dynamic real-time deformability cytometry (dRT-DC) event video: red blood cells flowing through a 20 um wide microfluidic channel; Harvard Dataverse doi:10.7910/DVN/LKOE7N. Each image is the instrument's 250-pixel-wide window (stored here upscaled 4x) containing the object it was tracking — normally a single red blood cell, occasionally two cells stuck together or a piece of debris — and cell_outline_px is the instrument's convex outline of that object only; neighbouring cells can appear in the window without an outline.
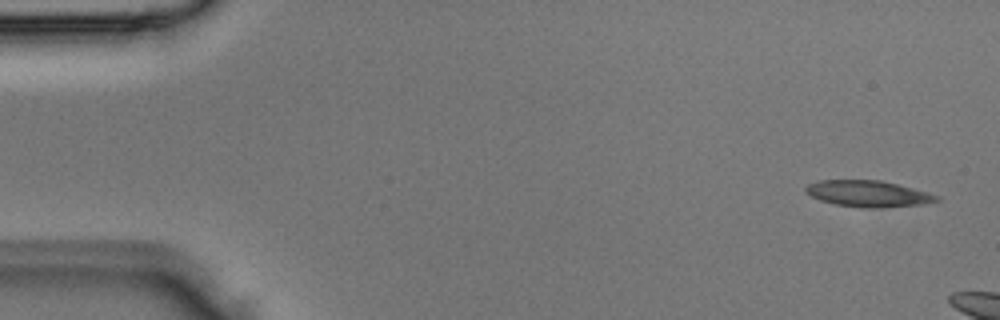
{"species": "Egyptian fruit bat (a non-hibernating species)", "species_latin": "Rousettus aegyptiacus", "temperature_condition": "room temperature", "stored_images_in_passage": 4, "camera_frame_rate_fps": 3000, "um_per_image_px": 0.085, "animal": {"sex": "male"}, "frame": {"image": 1, "passage_image": 1, "time_ms": 0.0, "image_size_px": [1000, 320], "cell_outline_px": [[940, 200], [928, 204], [864, 208], [836, 204], [820, 200], [804, 192], [804, 188], [808, 184], [820, 180], [880, 180], [928, 192], [940, 196]], "centroid_in_image_um": [73.8, 16.46], "position_along_channel_um": 11.2, "area_um2": 19.94}}
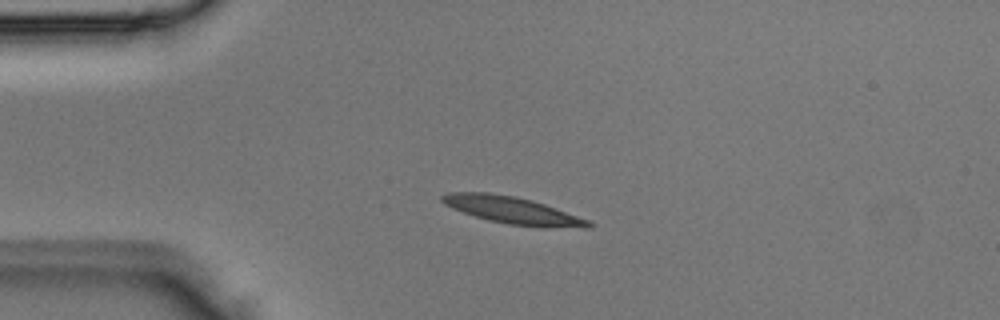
{"frame": {"image": 2, "passage_image": 4, "time_ms": 1.0, "image_size_px": [1000, 320], "cell_outline_px": [[592, 228], [544, 228], [508, 224], [488, 220], [452, 208], [444, 204], [440, 200], [440, 196], [448, 192], [488, 192], [512, 196], [532, 200], [544, 204], [588, 220], [592, 224]], "centroid_in_image_um": [43.56, 17.88], "position_along_channel_um": 41.4, "area_um2": 23.06}}